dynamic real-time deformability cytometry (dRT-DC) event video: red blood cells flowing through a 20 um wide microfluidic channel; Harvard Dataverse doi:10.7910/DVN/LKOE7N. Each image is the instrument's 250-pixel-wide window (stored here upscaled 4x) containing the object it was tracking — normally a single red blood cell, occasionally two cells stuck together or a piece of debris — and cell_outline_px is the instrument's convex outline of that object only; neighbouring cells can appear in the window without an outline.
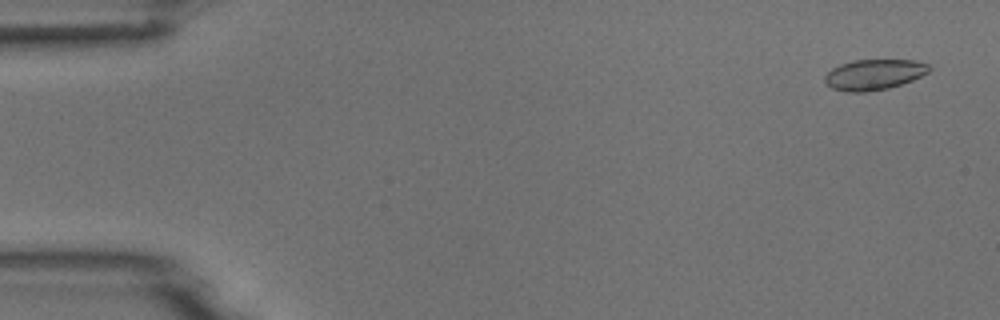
{"species": "common noctule bat (a hibernating species)", "species_latin": "Nyctalus noctula", "temperature_condition": "room temperature", "stored_images_in_passage": 5, "camera_frame_rate_fps": 3000, "um_per_image_px": 0.085, "animal": {"sex": "male", "body_mass_g": 18.8}, "frame": {"image": 1, "passage_image": 1, "time_ms": 0.0, "image_size_px": [1000, 320], "cell_outline_px": [[932, 68], [928, 72], [912, 80], [888, 88], [868, 92], [848, 92], [832, 88], [824, 80], [824, 76], [832, 68], [840, 64], [852, 60], [916, 60], [928, 64]], "centroid_in_image_um": [74.29, 6.33], "position_along_channel_um": 10.7, "area_um2": 18.55}}